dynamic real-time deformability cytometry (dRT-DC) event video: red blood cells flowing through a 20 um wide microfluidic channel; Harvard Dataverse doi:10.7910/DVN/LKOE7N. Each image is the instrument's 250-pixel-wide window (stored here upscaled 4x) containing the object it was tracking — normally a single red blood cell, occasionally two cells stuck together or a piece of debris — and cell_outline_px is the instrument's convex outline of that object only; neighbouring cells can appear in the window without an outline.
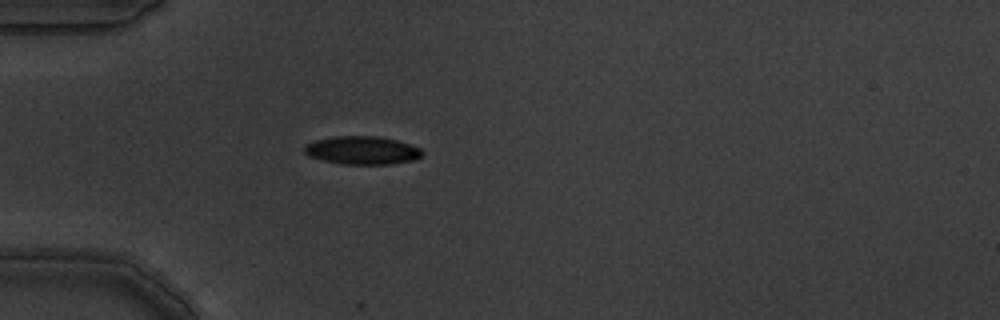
{"species": "common noctule bat (a hibernating species)", "species_latin": "Nyctalus noctula", "temperature_condition": "warm", "stored_images_in_passage": 5, "camera_frame_rate_fps": 3000, "um_per_image_px": 0.085, "animal": {"sex": "male", "body_mass_g": 19.5, "forearm_length_mm": 54.6}, "frame": {"image": 1, "passage_image": 3, "time_ms": 0.667, "image_size_px": [1000, 320], "cell_outline_px": [[424, 152], [416, 160], [392, 164], [344, 164], [324, 160], [308, 156], [304, 152], [304, 144], [316, 140], [336, 136], [376, 136], [396, 140], [420, 148]], "centroid_in_image_um": [30.78, 12.78], "position_along_channel_um": 54.2, "area_um2": 19.31}}